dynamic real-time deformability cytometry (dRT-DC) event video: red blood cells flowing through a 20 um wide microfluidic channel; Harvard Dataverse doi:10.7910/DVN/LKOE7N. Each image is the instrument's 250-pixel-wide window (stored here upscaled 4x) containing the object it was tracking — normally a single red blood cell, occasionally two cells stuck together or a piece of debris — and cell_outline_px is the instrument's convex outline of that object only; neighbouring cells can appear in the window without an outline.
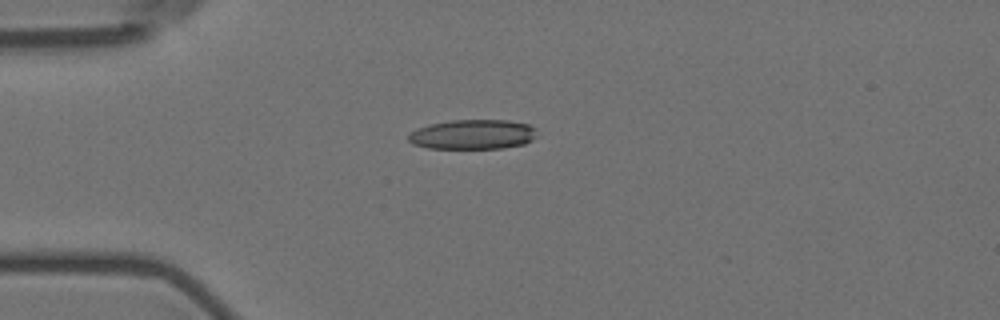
{"species": "Egyptian fruit bat (a non-hibernating species)", "species_latin": "Rousettus aegyptiacus", "temperature_condition": "room temperature", "stored_images_in_passage": 4, "camera_frame_rate_fps": 3000, "um_per_image_px": 0.085, "animal": {"sex": "female"}, "frame": {"image": 1, "passage_image": 2, "time_ms": 1.333, "image_size_px": [1000, 320], "cell_outline_px": [[536, 136], [532, 140], [524, 144], [504, 148], [428, 148], [412, 144], [408, 140], [408, 132], [416, 128], [428, 124], [452, 120], [508, 120], [528, 124], [536, 128]], "centroid_in_image_um": [40.16, 11.42], "position_along_channel_um": 44.8, "area_um2": 22.48}}